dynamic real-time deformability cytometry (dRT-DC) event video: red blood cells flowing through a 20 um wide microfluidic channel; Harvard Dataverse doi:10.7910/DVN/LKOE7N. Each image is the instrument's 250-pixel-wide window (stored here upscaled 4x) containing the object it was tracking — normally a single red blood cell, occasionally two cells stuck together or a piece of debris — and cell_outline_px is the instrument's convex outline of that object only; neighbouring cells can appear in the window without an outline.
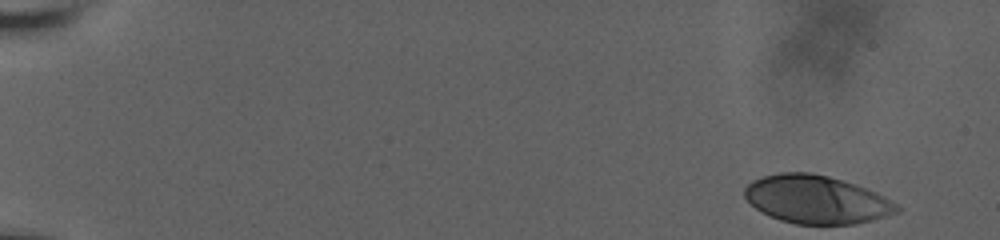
{"species": "human", "species_latin": "Homo sapiens", "temperature_condition": "room temperature", "stored_images_in_passage": 51, "camera_frame_rate_fps": 3000, "um_per_image_px": 0.085, "donor": {"sex": "male"}, "frame": {"image": 1, "passage_image": 1, "time_ms": 0.0, "image_size_px": [1000, 240], "cell_outline_px": [[900, 212], [872, 220], [856, 224], [796, 224], [780, 220], [756, 208], [744, 196], [744, 188], [752, 180], [764, 176], [780, 172], [812, 172], [828, 176], [856, 184], [876, 192], [884, 196], [896, 204], [900, 208]], "centroid_in_image_um": [69.41, 16.95], "position_along_channel_um": 15.6, "area_um2": 42.6}}
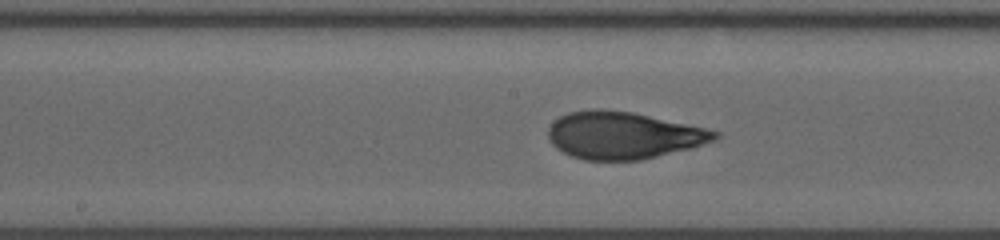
{"frame": {"image": 2, "passage_image": 30, "time_ms": 9.667, "image_size_px": [1000, 240], "cell_outline_px": [[720, 136], [716, 140], [692, 148], [640, 160], [584, 160], [572, 156], [556, 148], [548, 140], [548, 128], [560, 116], [568, 112], [588, 108], [600, 108], [632, 112], [704, 128], [720, 132]], "centroid_in_image_um": [52.95, 11.5], "position_along_channel_um": 195.2, "area_um2": 45.84}}
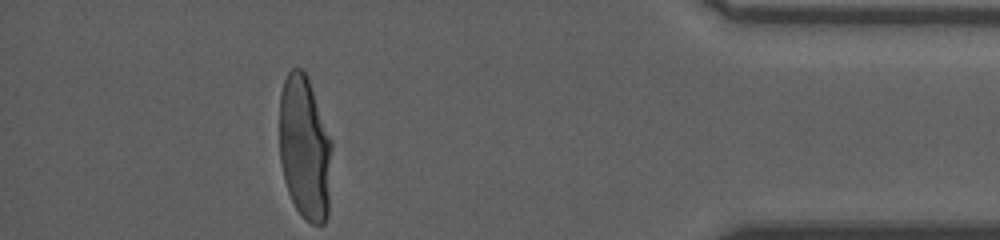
{"frame": {"image": 3, "passage_image": 51, "time_ms": 16.667, "image_size_px": [1000, 240], "cell_outline_px": [[332, 148], [328, 216], [324, 224], [312, 224], [296, 208], [288, 192], [284, 180], [280, 160], [280, 92], [284, 80], [288, 72], [292, 68], [300, 68], [308, 76], [332, 140]], "centroid_in_image_um": [25.92, 12.55], "position_along_channel_um": 409.3, "area_um2": 44.33}, "authors_computed_cell_mechanics": {"area_um2": 44.5638, "velocity_mm_per_s": 3.6368, "shape_relaxation_time_tau1_ms": 5.4659, "shape_relaxation_time_tau2_ms": 0.7777, "deformation_change_tau1": 0.2243, "deformation_change_tau2": 0.0722}}